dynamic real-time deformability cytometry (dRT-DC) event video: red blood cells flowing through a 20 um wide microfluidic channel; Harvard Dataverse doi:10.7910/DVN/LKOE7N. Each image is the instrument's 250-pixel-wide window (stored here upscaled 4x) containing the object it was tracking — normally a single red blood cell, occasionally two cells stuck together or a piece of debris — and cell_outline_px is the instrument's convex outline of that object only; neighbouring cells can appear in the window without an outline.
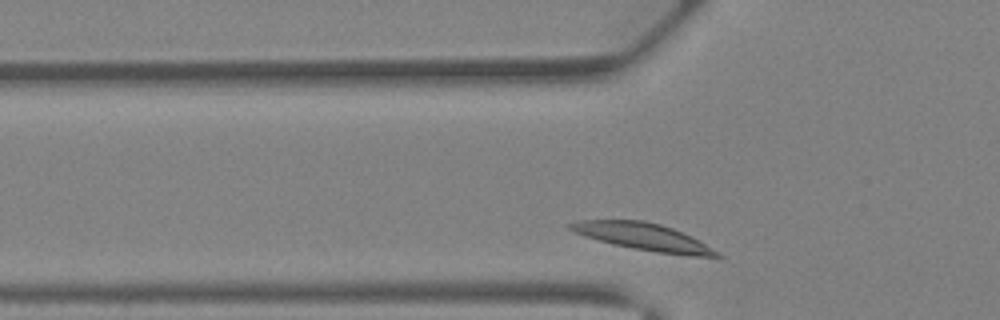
{"species": "Egyptian fruit bat (a non-hibernating species)", "species_latin": "Rousettus aegyptiacus", "temperature_condition": "warm", "stored_images_in_passage": 31, "camera_frame_rate_fps": 3000, "um_per_image_px": 0.085, "animal": {"sex": "female"}, "frame": {"image": 1, "passage_image": 2, "time_ms": 0.333, "image_size_px": [1000, 320], "cell_outline_px": [[724, 256], [720, 260], [656, 252], [632, 248], [612, 244], [576, 232], [568, 228], [568, 224], [580, 220], [644, 220], [660, 224], [672, 228], [692, 236], [720, 252]], "centroid_in_image_um": [54.87, 20.17], "position_along_channel_um": 70.9, "area_um2": 23.47}}
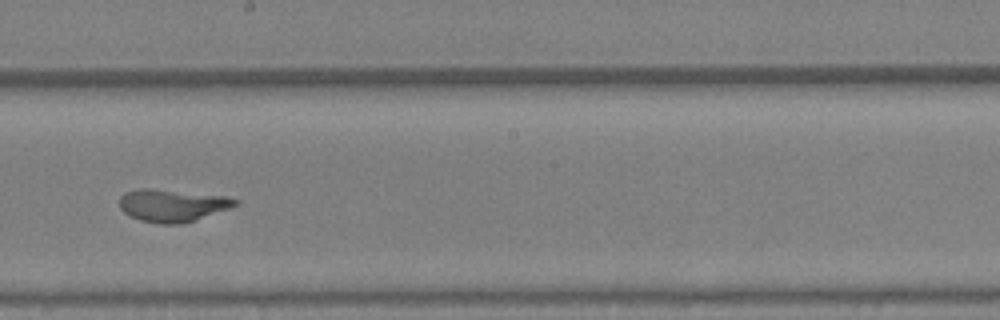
{"frame": {"image": 2, "passage_image": 13, "time_ms": 4.0, "image_size_px": [1000, 320], "cell_outline_px": [[240, 204], [196, 220], [184, 224], [160, 224], [140, 220], [128, 216], [120, 208], [120, 196], [124, 192], [140, 188], [152, 188], [228, 196], [240, 200]], "centroid_in_image_um": [14.66, 17.45], "position_along_channel_um": 233.5, "area_um2": 22.25}}
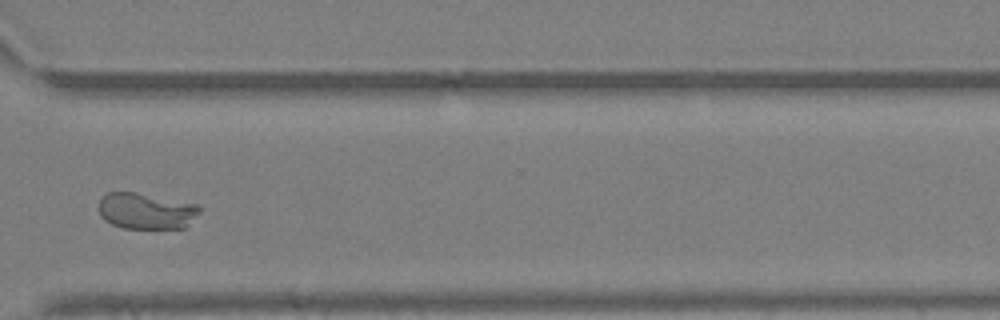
{"frame": {"image": 3, "passage_image": 21, "time_ms": 6.667, "image_size_px": [1000, 320], "cell_outline_px": [[200, 212], [188, 228], [124, 228], [112, 224], [104, 220], [100, 216], [96, 208], [100, 200], [108, 192], [136, 192], [196, 204], [200, 208]], "centroid_in_image_um": [12.41, 17.94], "position_along_channel_um": 358.2, "area_um2": 21.5}, "authors_computed_cell_mechanics": {"area_um2": 22.0218, "velocity_mm_per_s": 4.4735, "shape_relaxation_time_tau1_ms": 9.2014, "shape_relaxation_time_tau2_ms": null, "deformation_change_tau1": 0.3494, "deformation_change_tau2": null}}